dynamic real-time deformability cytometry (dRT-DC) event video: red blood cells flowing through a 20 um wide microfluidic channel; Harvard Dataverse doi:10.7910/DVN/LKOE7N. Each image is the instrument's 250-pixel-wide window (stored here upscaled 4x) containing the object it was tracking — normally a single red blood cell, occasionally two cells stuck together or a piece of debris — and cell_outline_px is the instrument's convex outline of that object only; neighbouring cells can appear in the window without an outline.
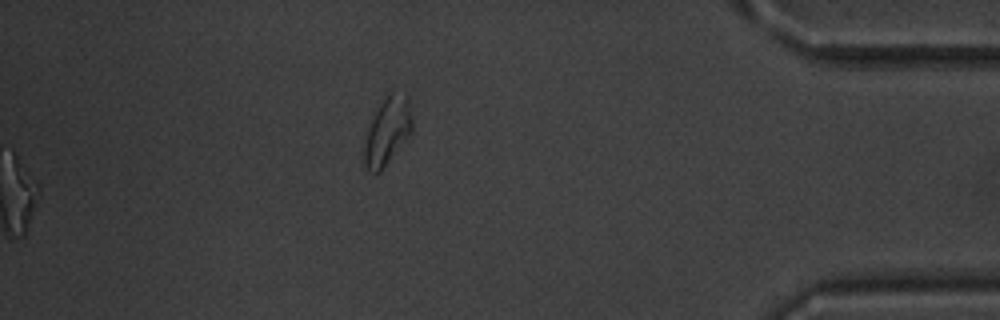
{"species": "common noctule bat (a hibernating species)", "species_latin": "Nyctalus noctula", "temperature_condition": "warm", "stored_images_in_passage": 51, "segment_of_instrument_passage": [2, 2], "camera_frame_rate_fps": 3000, "um_per_image_px": 0.085, "animal": {"sex": "male", "body_mass_g": 20.1, "forearm_length_mm": 53.5}, "frame": {"image": 1, "passage_image": 51, "time_ms": 16.667, "image_size_px": [1000, 320], "cell_outline_px": [[412, 132], [380, 172], [368, 172], [364, 164], [364, 144], [368, 128], [372, 116], [388, 92], [392, 92], [408, 96], [412, 124]], "centroid_in_image_um": [32.91, 11.15], "position_along_channel_um": 402.3, "area_um2": 18.73}}